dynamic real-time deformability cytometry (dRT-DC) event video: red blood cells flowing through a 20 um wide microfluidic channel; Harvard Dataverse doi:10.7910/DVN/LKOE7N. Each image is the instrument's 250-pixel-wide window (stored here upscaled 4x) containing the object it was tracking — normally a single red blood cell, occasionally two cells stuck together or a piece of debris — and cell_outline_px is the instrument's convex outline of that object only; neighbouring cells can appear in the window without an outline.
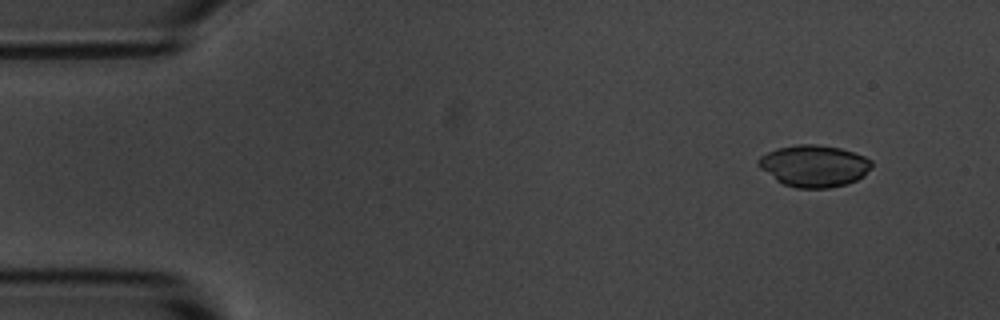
{"species": "common noctule bat (a hibernating species)", "species_latin": "Nyctalus noctula", "temperature_condition": "room temperature", "stored_images_in_passage": 4, "camera_frame_rate_fps": 3000, "um_per_image_px": 0.085, "animal": {"sex": "male", "body_mass_g": 20.1, "forearm_length_mm": 53.5}, "frame": {"image": 1, "passage_image": 1, "time_ms": 0.0, "image_size_px": [1000, 320], "cell_outline_px": [[872, 168], [864, 176], [848, 184], [832, 188], [796, 188], [784, 184], [776, 180], [760, 168], [756, 164], [756, 160], [760, 156], [776, 148], [796, 144], [816, 144], [840, 148], [864, 156], [872, 160]], "centroid_in_image_um": [69.19, 14.1], "position_along_channel_um": 15.8, "area_um2": 27.86}}
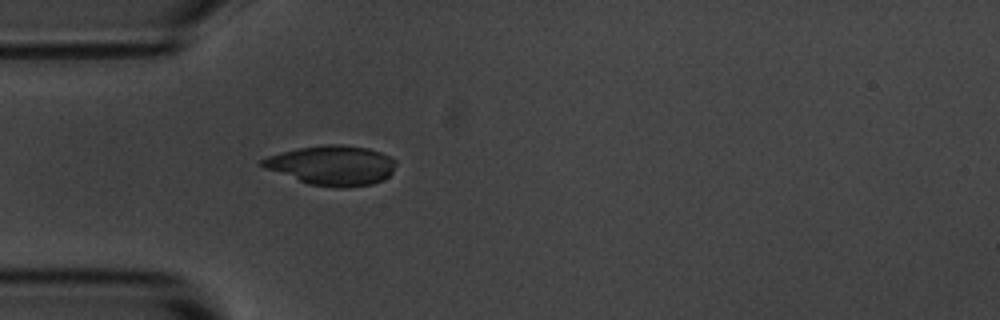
{"frame": {"image": 2, "passage_image": 4, "time_ms": 3.667, "image_size_px": [1000, 320], "cell_outline_px": [[396, 164], [392, 172], [388, 176], [372, 184], [348, 188], [340, 188], [308, 184], [264, 168], [260, 164], [260, 160], [268, 156], [300, 148], [328, 144], [344, 144], [368, 148], [380, 152], [396, 160]], "centroid_in_image_um": [28.23, 14.06], "position_along_channel_um": 56.8, "area_um2": 30.75}}